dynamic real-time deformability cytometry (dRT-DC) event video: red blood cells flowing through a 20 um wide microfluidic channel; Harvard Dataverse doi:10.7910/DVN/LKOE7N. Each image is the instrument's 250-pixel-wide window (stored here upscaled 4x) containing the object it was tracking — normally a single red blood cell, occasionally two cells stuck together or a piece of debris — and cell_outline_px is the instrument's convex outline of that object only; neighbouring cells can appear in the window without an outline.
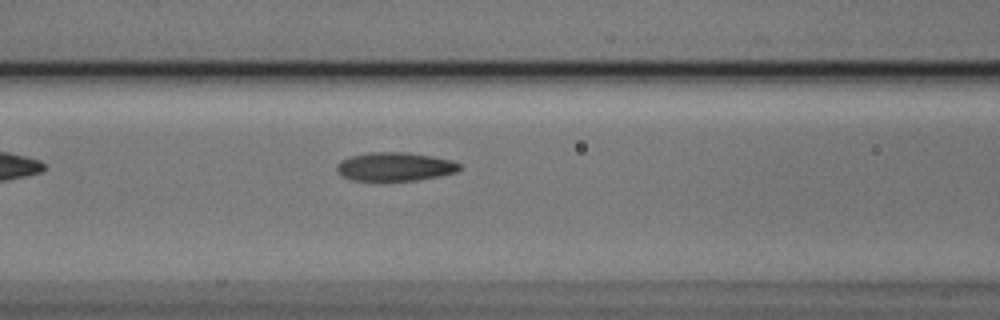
{"species": "Egyptian fruit bat (a non-hibernating species)", "species_latin": "Rousettus aegyptiacus", "temperature_condition": "cold", "stored_images_in_passage": 19, "camera_frame_rate_fps": 3000, "um_per_image_px": 0.085, "animal": {"sex": "male"}, "frame": {"image": 1, "passage_image": 6, "time_ms": 1.667, "image_size_px": [1000, 320], "cell_outline_px": [[460, 168], [456, 172], [440, 176], [416, 180], [352, 180], [340, 176], [336, 168], [336, 164], [340, 160], [352, 156], [368, 152], [408, 152], [432, 156], [452, 160], [460, 164]], "centroid_in_image_um": [33.55, 14.16], "position_along_channel_um": 133.1, "area_um2": 20.52}}
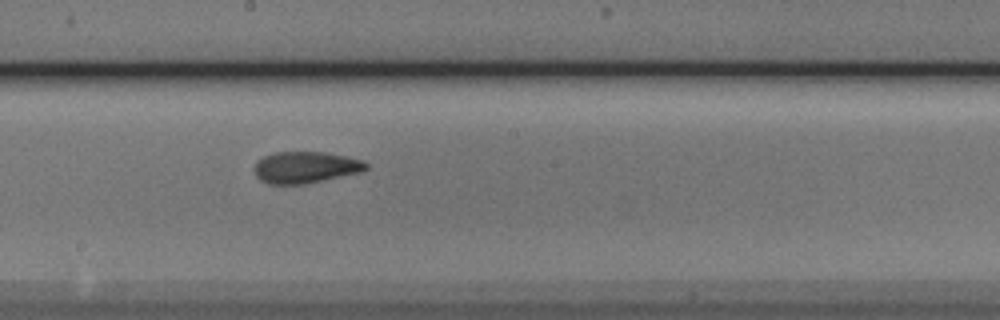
{"frame": {"image": 2, "passage_image": 13, "time_ms": 4.0, "image_size_px": [1000, 320], "cell_outline_px": [[368, 168], [360, 172], [304, 184], [268, 184], [260, 180], [256, 176], [256, 160], [272, 152], [328, 152], [348, 156], [364, 160], [368, 164]], "centroid_in_image_um": [25.98, 14.21], "position_along_channel_um": 222.2, "area_um2": 20.63}}
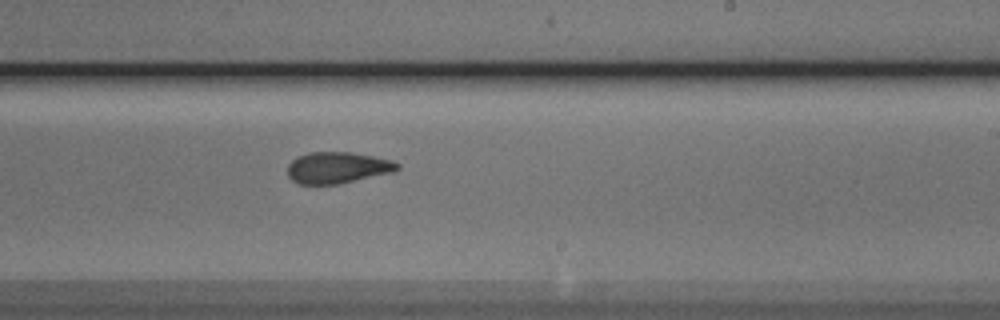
{"frame": {"image": 3, "passage_image": 16, "time_ms": 5.0, "image_size_px": [1000, 320], "cell_outline_px": [[400, 168], [392, 172], [336, 184], [300, 184], [292, 180], [288, 176], [288, 164], [292, 160], [308, 152], [352, 152], [392, 160], [400, 164]], "centroid_in_image_um": [28.68, 14.24], "position_along_channel_um": 260.3, "area_um2": 19.88}}